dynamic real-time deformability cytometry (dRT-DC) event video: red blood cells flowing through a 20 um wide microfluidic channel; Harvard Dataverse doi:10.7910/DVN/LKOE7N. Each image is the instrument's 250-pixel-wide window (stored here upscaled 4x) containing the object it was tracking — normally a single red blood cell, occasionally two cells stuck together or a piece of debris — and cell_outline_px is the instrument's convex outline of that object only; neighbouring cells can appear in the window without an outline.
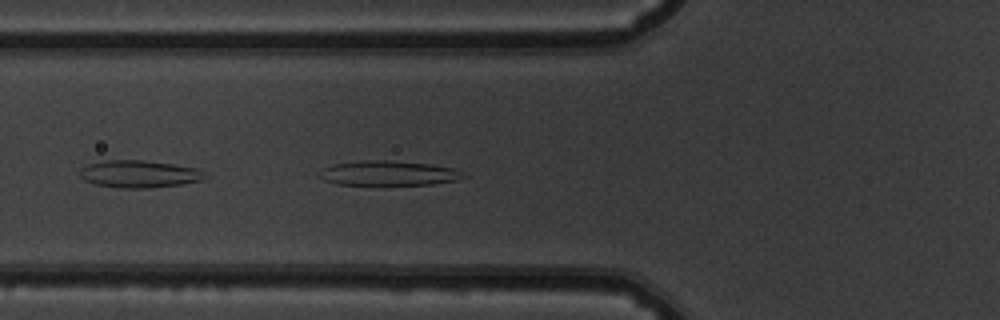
{"species": "common noctule bat (a hibernating species)", "species_latin": "Nyctalus noctula", "temperature_condition": "warm", "stored_images_in_passage": 37, "camera_frame_rate_fps": 3000, "um_per_image_px": 0.085, "animal": {"sex": "male", "body_mass_g": 19.5, "forearm_length_mm": 54.6}, "frame": {"image": 1, "passage_image": 6, "time_ms": 1.667, "image_size_px": [1000, 320], "cell_outline_px": [[468, 176], [460, 180], [432, 184], [336, 184], [324, 180], [320, 176], [320, 172], [324, 168], [336, 164], [364, 160], [388, 160], [428, 164], [456, 168], [464, 172]], "centroid_in_image_um": [33.12, 14.72], "position_along_channel_um": 92.7, "area_um2": 20.58}}
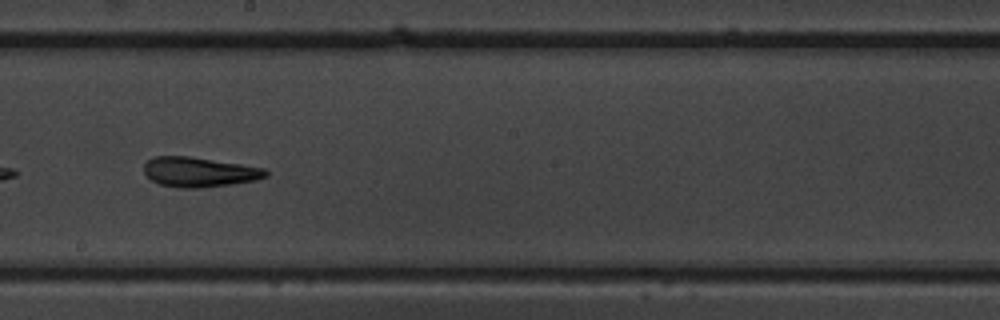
{"frame": {"image": 2, "passage_image": 17, "time_ms": 5.333, "image_size_px": [1000, 320], "cell_outline_px": [[268, 176], [256, 180], [232, 184], [200, 188], [180, 188], [160, 184], [152, 180], [144, 172], [144, 164], [152, 156], [188, 156], [240, 164], [264, 168], [268, 172]], "centroid_in_image_um": [16.93, 14.62], "position_along_channel_um": 231.3, "area_um2": 21.1}}
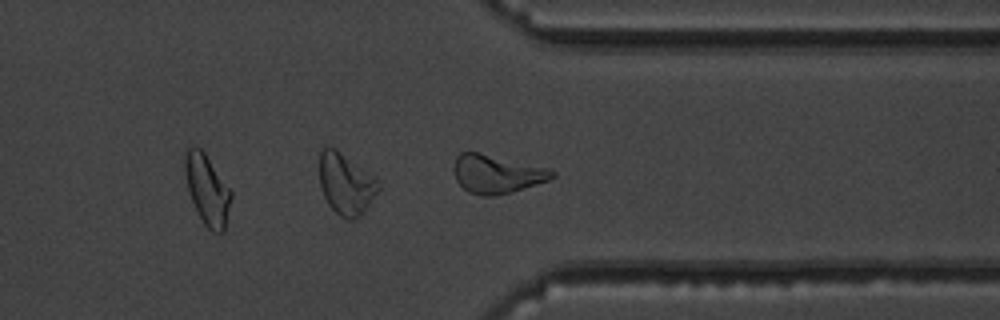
{"frame": {"image": 3, "passage_image": 28, "time_ms": 9.0, "image_size_px": [1000, 320], "cell_outline_px": [[556, 176], [548, 180], [512, 192], [492, 196], [484, 196], [468, 192], [456, 180], [452, 168], [456, 156], [460, 152], [476, 152], [548, 168], [556, 172]], "centroid_in_image_um": [42.19, 14.79], "position_along_channel_um": 369.2, "area_um2": 21.85}, "authors_computed_cell_mechanics": {"area_um2": 21.1548, "velocity_mm_per_s": 3.77, "shape_relaxation_time_tau1_ms": 8.6715, "shape_relaxation_time_tau2_ms": 4.1264, "deformation_change_tau1": 0.2307, "deformation_change_tau2": 0.1526}}